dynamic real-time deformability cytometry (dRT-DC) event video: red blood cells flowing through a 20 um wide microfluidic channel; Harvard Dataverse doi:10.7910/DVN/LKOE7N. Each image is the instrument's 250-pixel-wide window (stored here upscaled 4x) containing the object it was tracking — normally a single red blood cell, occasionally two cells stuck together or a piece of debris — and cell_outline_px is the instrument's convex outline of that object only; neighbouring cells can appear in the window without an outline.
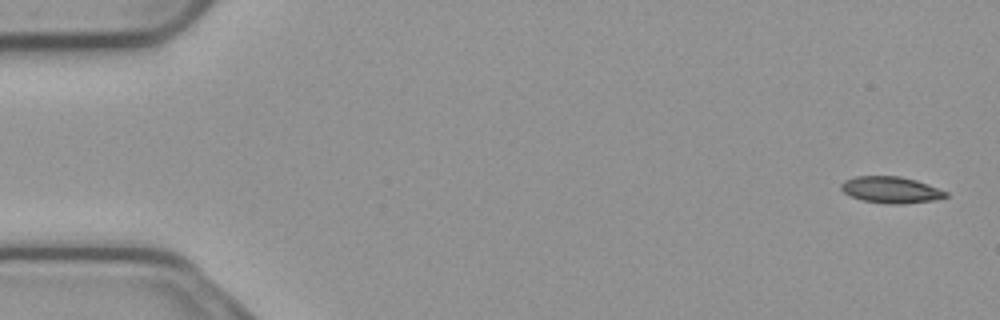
{"species": "common noctule bat (a hibernating species)", "species_latin": "Nyctalus noctula", "temperature_condition": "cold", "stored_images_in_passage": 55, "camera_frame_rate_fps": 3000, "um_per_image_px": 0.085, "animal": {"sex": "male", "body_mass_g": 23.1, "forearm_length_mm": 52.7}, "frame": {"image": 1, "passage_image": 1, "time_ms": 0.0, "image_size_px": [1000, 320], "cell_outline_px": [[948, 196], [936, 200], [900, 204], [888, 204], [864, 200], [852, 196], [844, 192], [840, 188], [840, 184], [844, 180], [856, 176], [900, 176], [916, 180], [948, 192]], "centroid_in_image_um": [75.73, 16.13], "position_along_channel_um": 9.3, "area_um2": 16.07}}
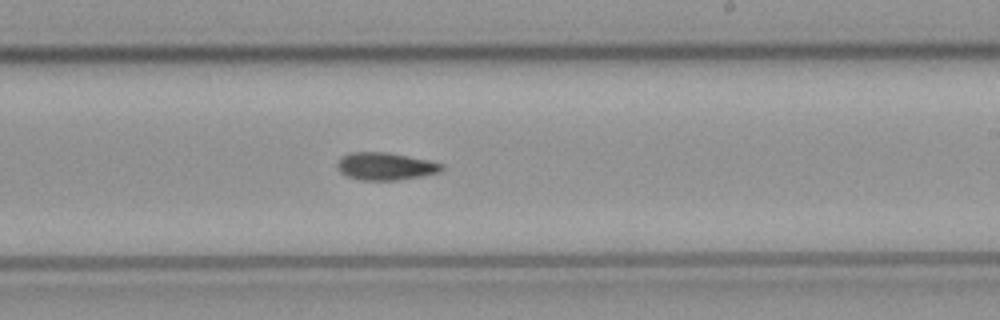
{"frame": {"image": 2, "passage_image": 32, "time_ms": 10.333, "image_size_px": [1000, 320], "cell_outline_px": [[444, 168], [440, 172], [420, 176], [396, 180], [360, 180], [348, 176], [340, 172], [336, 164], [344, 156], [352, 152], [388, 152], [428, 160], [444, 164]], "centroid_in_image_um": [32.78, 14.13], "position_along_channel_um": 256.2, "area_um2": 16.59}}
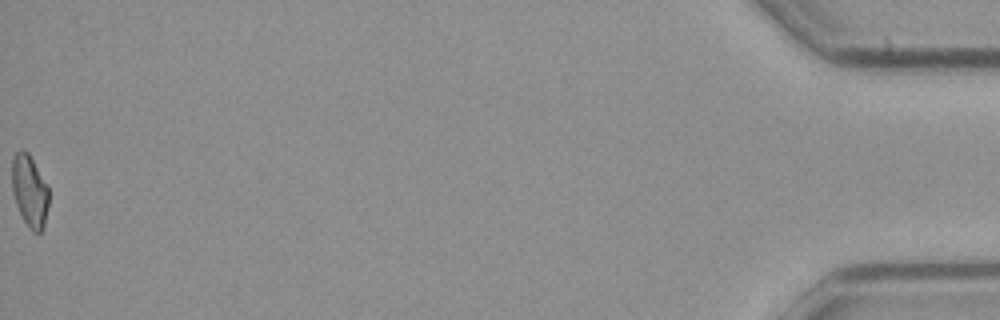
{"frame": {"image": 3, "passage_image": 55, "time_ms": 18.0, "image_size_px": [1000, 320], "cell_outline_px": [[48, 208], [44, 224], [40, 232], [32, 232], [28, 228], [16, 204], [12, 192], [12, 156], [20, 148], [24, 148], [28, 152], [48, 188]], "centroid_in_image_um": [2.49, 16.21], "position_along_channel_um": 432.7, "area_um2": 15.37}}